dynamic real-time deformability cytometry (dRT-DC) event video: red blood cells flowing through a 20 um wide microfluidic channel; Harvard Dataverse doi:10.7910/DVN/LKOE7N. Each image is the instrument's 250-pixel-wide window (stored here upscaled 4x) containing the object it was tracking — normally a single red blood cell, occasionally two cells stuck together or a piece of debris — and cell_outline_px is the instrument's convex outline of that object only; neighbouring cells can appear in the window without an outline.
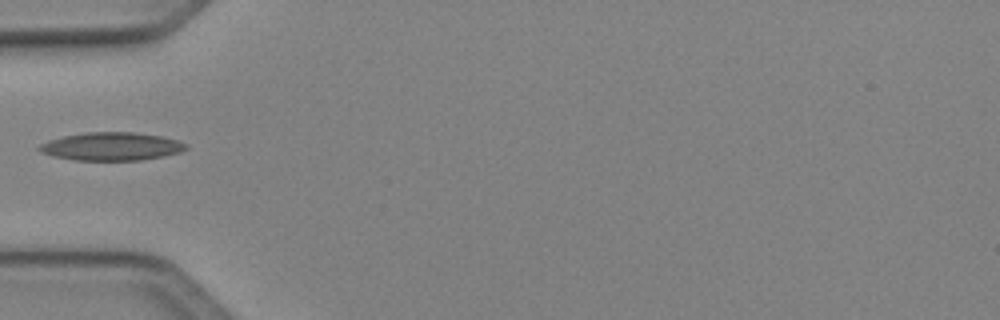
{"species": "Egyptian fruit bat (a non-hibernating species)", "species_latin": "Rousettus aegyptiacus", "temperature_condition": "cold", "stored_images_in_passage": 34, "camera_frame_rate_fps": 3000, "um_per_image_px": 0.085, "animal": {"sex": "female"}, "frame": {"image": 1, "passage_image": 1, "time_ms": 0.0, "image_size_px": [1000, 320], "cell_outline_px": [[188, 148], [180, 152], [164, 156], [140, 160], [72, 160], [40, 152], [36, 148], [40, 144], [48, 140], [64, 136], [84, 132], [136, 132], [160, 136], [176, 140], [188, 144]], "centroid_in_image_um": [9.47, 12.44], "position_along_channel_um": 75.5, "area_um2": 24.04}}
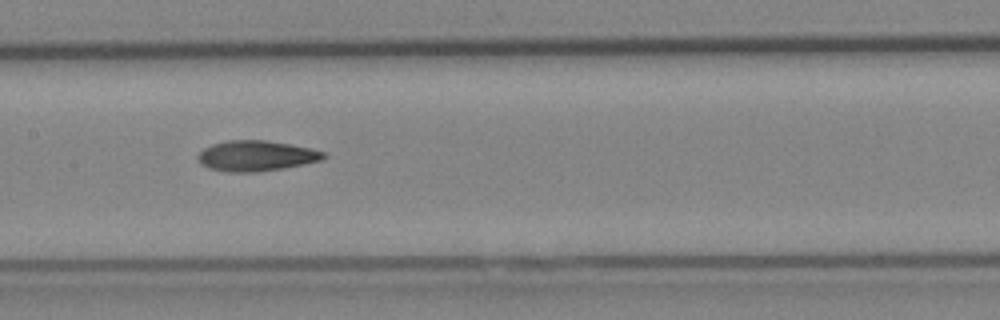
{"frame": {"image": 2, "passage_image": 9, "time_ms": 2.667, "image_size_px": [1000, 320], "cell_outline_px": [[328, 156], [320, 160], [304, 164], [284, 168], [256, 172], [228, 172], [208, 168], [200, 164], [196, 160], [196, 156], [204, 148], [212, 144], [228, 140], [264, 140], [312, 148], [324, 152]], "centroid_in_image_um": [21.74, 13.25], "position_along_channel_um": 185.7, "area_um2": 22.43}}
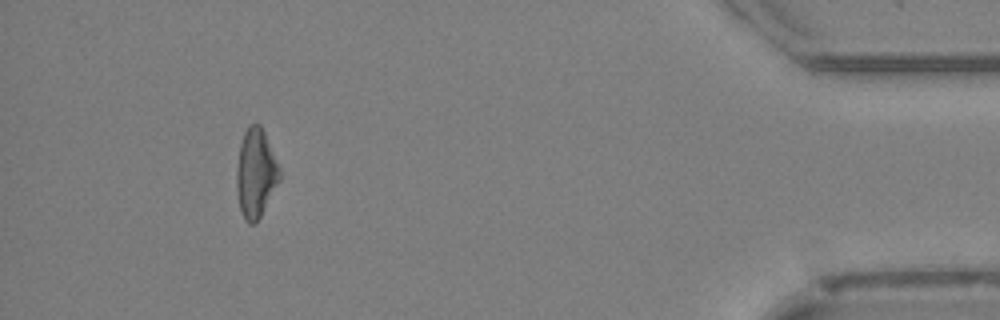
{"frame": {"image": 3, "passage_image": 30, "time_ms": 9.667, "image_size_px": [1000, 320], "cell_outline_px": [[280, 180], [256, 224], [248, 224], [244, 220], [240, 208], [236, 188], [236, 168], [240, 144], [244, 132], [248, 124], [260, 124], [264, 132], [280, 168]], "centroid_in_image_um": [21.72, 14.74], "position_along_channel_um": 413.5, "area_um2": 22.31}}